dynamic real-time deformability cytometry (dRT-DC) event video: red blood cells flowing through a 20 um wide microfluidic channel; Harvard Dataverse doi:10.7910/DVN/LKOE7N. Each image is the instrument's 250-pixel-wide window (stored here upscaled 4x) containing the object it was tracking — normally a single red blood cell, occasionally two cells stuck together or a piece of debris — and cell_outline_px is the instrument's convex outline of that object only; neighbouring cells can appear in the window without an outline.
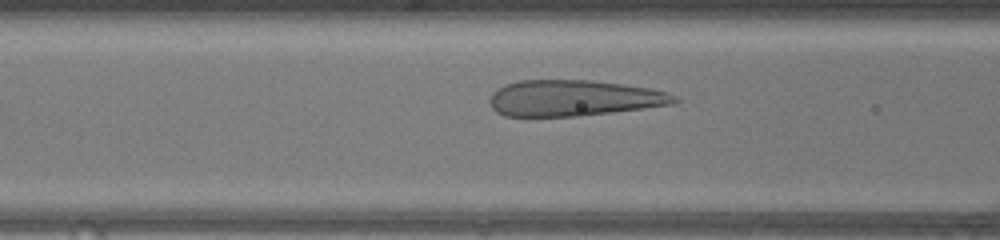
{"species": "human", "species_latin": "Homo sapiens", "temperature_condition": "warm", "stored_images_in_passage": 32, "camera_frame_rate_fps": 3000, "um_per_image_px": 0.085, "donor": {"sex": "female"}, "frame": {"image": 1, "passage_image": 12, "time_ms": 3.667, "image_size_px": [1000, 240], "cell_outline_px": [[680, 100], [672, 104], [644, 108], [580, 116], [504, 116], [496, 112], [492, 108], [488, 100], [492, 92], [508, 84], [520, 80], [592, 80], [652, 88], [668, 92], [676, 96]], "centroid_in_image_um": [48.77, 8.34], "position_along_channel_um": 117.8, "area_um2": 38.84}}
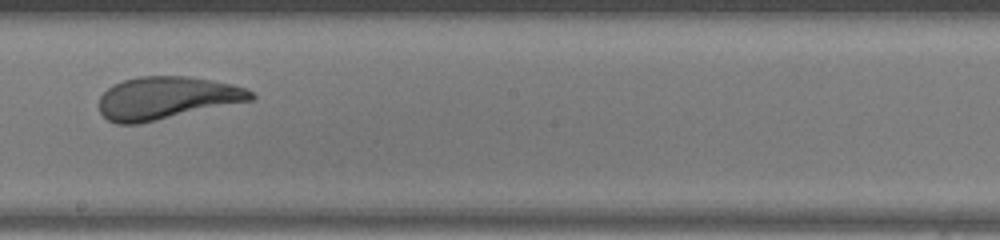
{"frame": {"image": 2, "passage_image": 20, "time_ms": 6.333, "image_size_px": [1000, 240], "cell_outline_px": [[256, 96], [252, 100], [140, 124], [116, 124], [108, 120], [100, 112], [100, 96], [108, 88], [124, 80], [140, 76], [188, 76], [212, 80], [232, 84], [244, 88], [252, 92]], "centroid_in_image_um": [14.16, 8.33], "position_along_channel_um": 234.0, "area_um2": 37.57}}
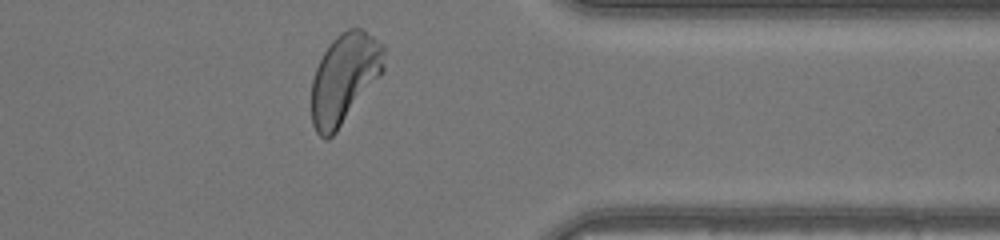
{"frame": {"image": 3, "passage_image": 31, "time_ms": 10.0, "image_size_px": [1000, 240], "cell_outline_px": [[384, 72], [336, 132], [328, 140], [324, 140], [316, 132], [312, 124], [312, 80], [316, 68], [324, 52], [332, 40], [340, 32], [348, 28], [364, 28], [384, 44]], "centroid_in_image_um": [29.3, 6.65], "position_along_channel_um": 382.1, "area_um2": 38.32}, "authors_computed_cell_mechanics": {"area_um2": 38.4659, "velocity_mm_per_s": 4.387, "shape_relaxation_time_tau1_ms": 3.7528, "shape_relaxation_time_tau2_ms": null, "deformation_change_tau1": 0.1702, "deformation_change_tau2": null}}